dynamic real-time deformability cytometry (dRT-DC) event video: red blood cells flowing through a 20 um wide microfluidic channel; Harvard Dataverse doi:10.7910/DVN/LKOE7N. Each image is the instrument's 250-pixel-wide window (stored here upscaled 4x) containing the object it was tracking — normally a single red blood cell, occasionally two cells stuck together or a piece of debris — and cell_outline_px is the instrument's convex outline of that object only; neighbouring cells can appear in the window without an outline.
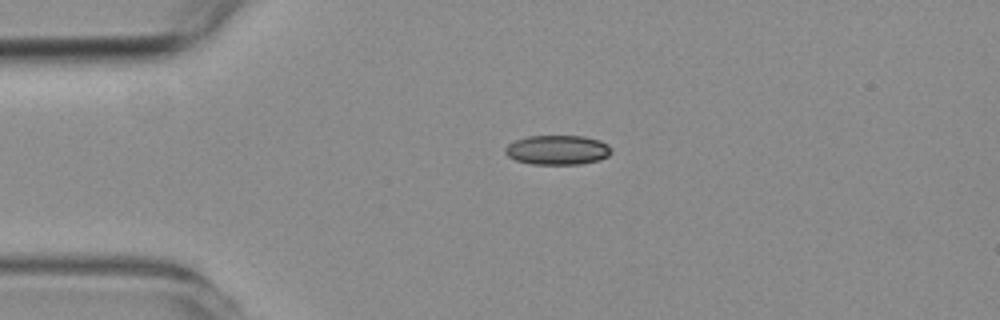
{"species": "common noctule bat (a hibernating species)", "species_latin": "Nyctalus noctula", "temperature_condition": "room temperature", "stored_images_in_passage": 2, "camera_frame_rate_fps": 3000, "um_per_image_px": 0.085, "animal": {"sex": "female", "body_mass_g": 19.3, "forearm_length_mm": 54.1}, "frame": {"image": 1, "passage_image": 1, "time_ms": 0.0, "image_size_px": [1000, 320], "cell_outline_px": [[612, 152], [608, 156], [600, 160], [580, 164], [532, 164], [516, 160], [508, 156], [504, 152], [504, 148], [508, 144], [516, 140], [528, 136], [584, 136], [600, 140], [608, 144]], "centroid_in_image_um": [47.4, 12.74], "position_along_channel_um": 37.6, "area_um2": 18.32}}